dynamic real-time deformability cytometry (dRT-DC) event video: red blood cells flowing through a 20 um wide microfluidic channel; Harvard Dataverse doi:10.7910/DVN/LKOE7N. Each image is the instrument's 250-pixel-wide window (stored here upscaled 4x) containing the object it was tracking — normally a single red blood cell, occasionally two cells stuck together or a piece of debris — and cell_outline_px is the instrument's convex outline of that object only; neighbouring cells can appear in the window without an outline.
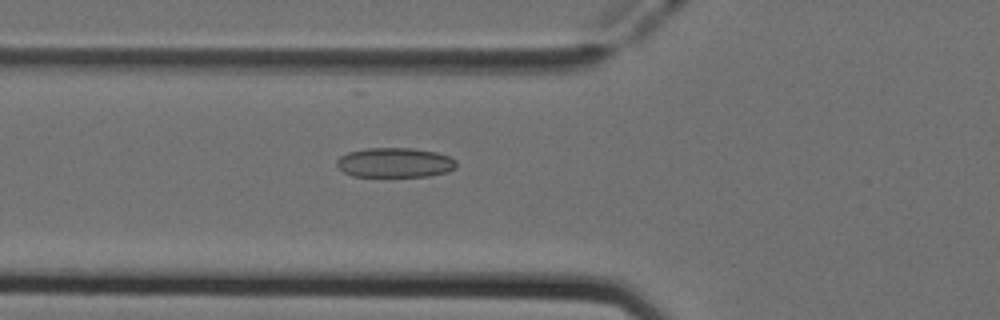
{"species": "Egyptian fruit bat (a non-hibernating species)", "species_latin": "Rousettus aegyptiacus", "temperature_condition": "cold", "stored_images_in_passage": 52, "camera_frame_rate_fps": 3000, "um_per_image_px": 0.085, "animal": {"sex": "female"}, "frame": {"image": 1, "passage_image": 19, "time_ms": 6.0, "image_size_px": [1000, 320], "cell_outline_px": [[456, 168], [448, 172], [428, 176], [352, 176], [344, 172], [336, 164], [336, 160], [340, 156], [348, 152], [368, 148], [412, 148], [436, 152], [448, 156], [456, 160]], "centroid_in_image_um": [33.57, 13.82], "position_along_channel_um": 92.2, "area_um2": 20.69}}
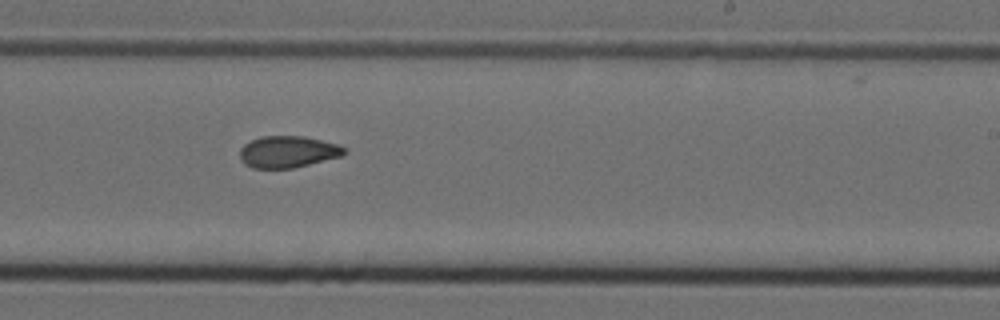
{"frame": {"image": 2, "passage_image": 32, "time_ms": 10.333, "image_size_px": [1000, 320], "cell_outline_px": [[344, 152], [340, 156], [292, 168], [252, 168], [244, 164], [240, 160], [240, 148], [244, 144], [260, 136], [304, 136], [336, 144], [344, 148]], "centroid_in_image_um": [24.38, 12.9], "position_along_channel_um": 264.6, "area_um2": 19.02}}
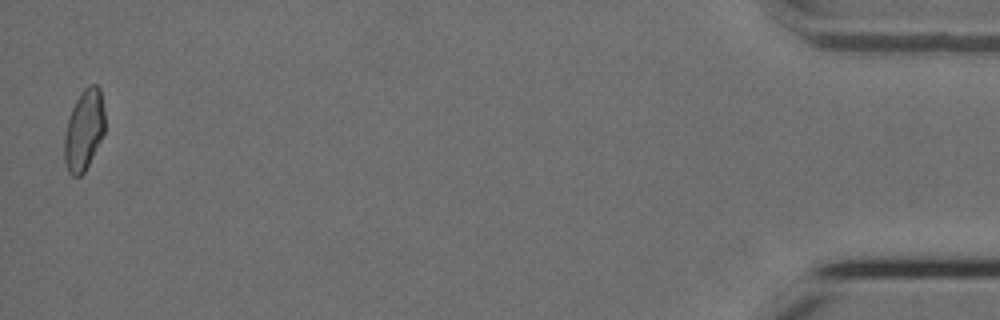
{"frame": {"image": 3, "passage_image": 51, "time_ms": 16.667, "image_size_px": [1000, 320], "cell_outline_px": [[104, 132], [84, 172], [80, 176], [72, 176], [68, 172], [64, 164], [64, 132], [72, 108], [80, 92], [88, 84], [96, 84], [100, 88], [104, 112]], "centroid_in_image_um": [7.11, 11.04], "position_along_channel_um": 428.1, "area_um2": 19.02}, "authors_computed_cell_mechanics": {"area_um2": 19.6231, "velocity_mm_per_s": 3.973, "shape_relaxation_time_tau1_ms": null, "shape_relaxation_time_tau2_ms": 3.2812, "deformation_change_tau1": null, "deformation_change_tau2": 0.0861}}